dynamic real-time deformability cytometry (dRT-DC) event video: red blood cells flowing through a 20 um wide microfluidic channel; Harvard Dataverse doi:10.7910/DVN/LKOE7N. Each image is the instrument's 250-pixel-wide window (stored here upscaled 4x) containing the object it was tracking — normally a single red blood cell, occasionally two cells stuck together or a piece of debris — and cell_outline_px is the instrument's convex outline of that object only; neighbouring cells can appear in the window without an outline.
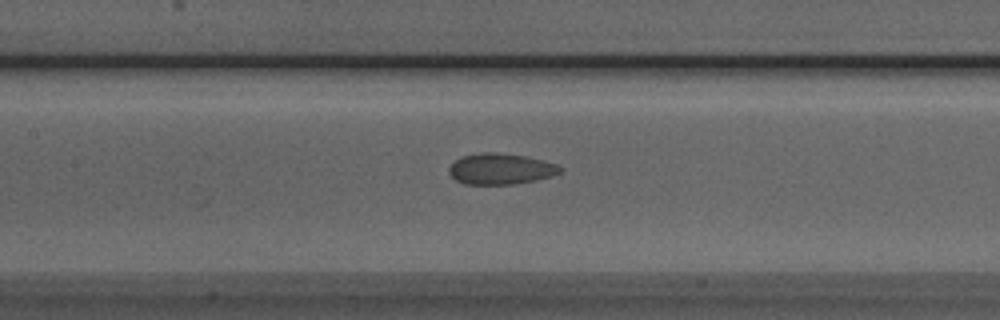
{"species": "Egyptian fruit bat (a non-hibernating species)", "species_latin": "Rousettus aegyptiacus", "temperature_condition": "room temperature", "stored_images_in_passage": 51, "camera_frame_rate_fps": 3000, "um_per_image_px": 0.085, "animal": {"sex": "male"}, "frame": {"image": 1, "passage_image": 23, "time_ms": 7.333, "image_size_px": [1000, 320], "cell_outline_px": [[564, 168], [560, 172], [552, 176], [536, 180], [512, 184], [464, 184], [456, 180], [448, 172], [448, 168], [460, 156], [484, 152], [496, 152], [524, 156], [556, 164]], "centroid_in_image_um": [42.53, 14.36], "position_along_channel_um": 164.9, "area_um2": 19.94}}
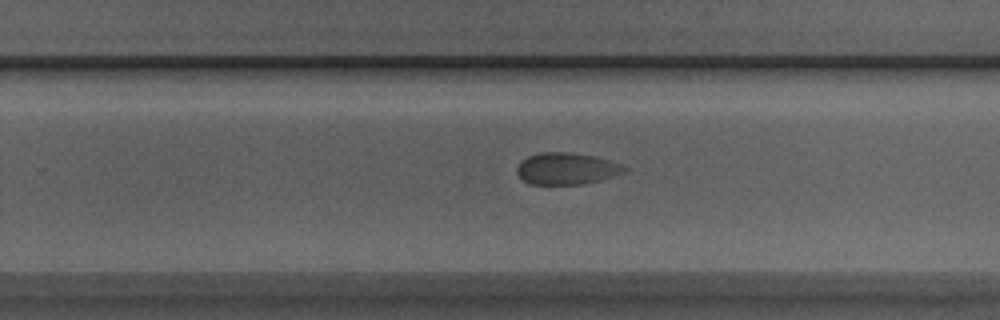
{"frame": {"image": 2, "passage_image": 32, "time_ms": 10.333, "image_size_px": [1000, 320], "cell_outline_px": [[628, 172], [600, 180], [584, 184], [528, 184], [516, 172], [516, 168], [520, 160], [528, 156], [540, 152], [568, 152], [592, 156], [624, 164], [628, 168]], "centroid_in_image_um": [48.18, 14.33], "position_along_channel_um": 281.6, "area_um2": 20.06}}
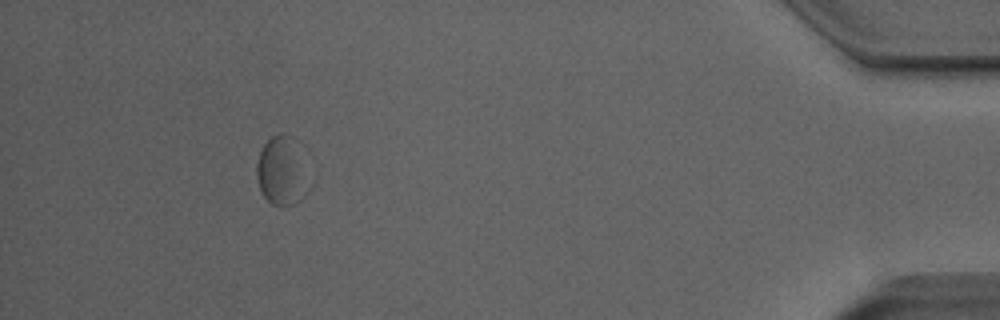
{"frame": {"image": 3, "passage_image": 47, "time_ms": 15.333, "image_size_px": [1000, 320], "cell_outline_px": [[304, 196], [296, 204], [280, 208], [272, 204], [264, 196], [260, 188], [256, 176], [256, 164], [260, 152], [264, 144], [272, 136], [280, 132], [284, 132], [296, 136], [300, 140]], "centroid_in_image_um": [23.89, 14.47], "position_along_channel_um": 411.3, "area_um2": 20.69}, "authors_computed_cell_mechanics": {"area_um2": 21.2704, "velocity_mm_per_s": 3.9105, "shape_relaxation_time_tau1_ms": 5.8068, "shape_relaxation_time_tau2_ms": 0.9148, "deformation_change_tau1": 0.0774, "deformation_change_tau2": 0.056}}